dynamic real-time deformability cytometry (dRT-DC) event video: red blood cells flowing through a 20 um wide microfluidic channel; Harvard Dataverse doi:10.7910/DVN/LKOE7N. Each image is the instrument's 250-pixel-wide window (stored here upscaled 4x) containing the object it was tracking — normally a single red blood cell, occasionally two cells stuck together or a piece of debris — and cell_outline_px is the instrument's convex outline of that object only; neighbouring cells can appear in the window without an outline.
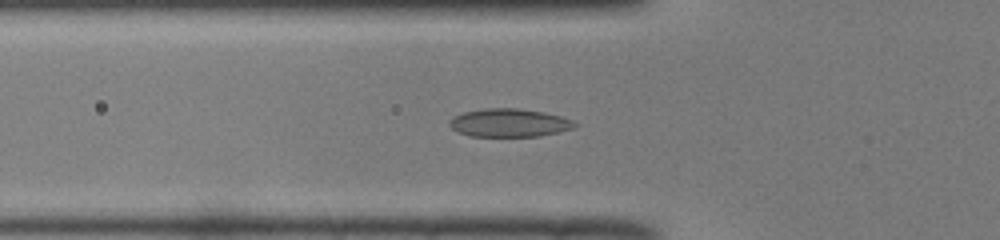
{"species": "common noctule bat (a hibernating species)", "species_latin": "Nyctalus noctula", "temperature_condition": "room temperature", "stored_images_in_passage": 40, "camera_frame_rate_fps": 3000, "um_per_image_px": 0.085, "animal": {"sex": "male", "body_mass_g": 19.0, "forearm_length_mm": 50.8}, "frame": {"image": 1, "passage_image": 6, "time_ms": 1.667, "image_size_px": [1000, 240], "cell_outline_px": [[580, 124], [572, 128], [540, 136], [468, 136], [456, 132], [448, 124], [448, 120], [452, 116], [464, 112], [488, 108], [520, 108], [544, 112], [560, 116], [572, 120]], "centroid_in_image_um": [43.24, 10.43], "position_along_channel_um": 82.6, "area_um2": 20.69}}
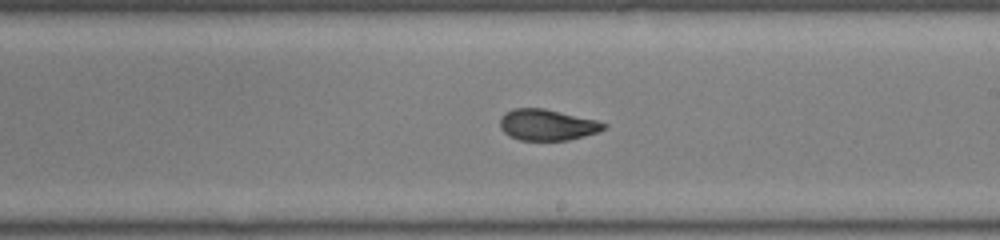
{"frame": {"image": 2, "passage_image": 18, "time_ms": 5.667, "image_size_px": [1000, 240], "cell_outline_px": [[608, 128], [600, 132], [568, 140], [520, 140], [504, 132], [500, 128], [500, 116], [504, 112], [512, 108], [544, 108], [596, 120], [608, 124]], "centroid_in_image_um": [46.53, 10.6], "position_along_channel_um": 242.5, "area_um2": 18.96}}
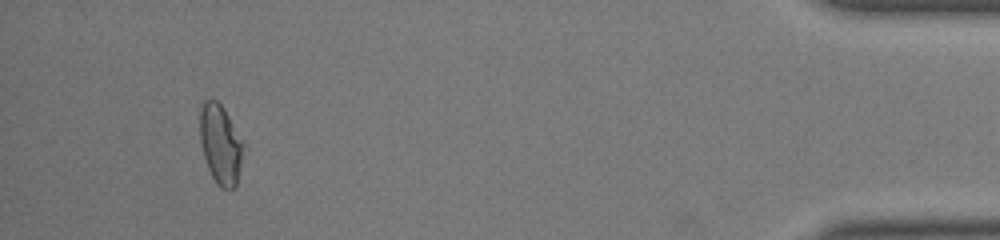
{"frame": {"image": 3, "passage_image": 36, "time_ms": 11.667, "image_size_px": [1000, 240], "cell_outline_px": [[244, 144], [236, 184], [232, 188], [220, 188], [216, 184], [208, 168], [204, 156], [200, 140], [200, 108], [204, 100], [216, 100], [224, 108], [244, 140]], "centroid_in_image_um": [18.74, 12.23], "position_along_channel_um": 416.5, "area_um2": 20.06}, "authors_computed_cell_mechanics": {"area_um2": 19.8254, "velocity_mm_per_s": 4.0002, "shape_relaxation_time_tau1_ms": 9.4539, "shape_relaxation_time_tau2_ms": 1.4204, "deformation_change_tau1": 0.22, "deformation_change_tau2": 0.0617}}